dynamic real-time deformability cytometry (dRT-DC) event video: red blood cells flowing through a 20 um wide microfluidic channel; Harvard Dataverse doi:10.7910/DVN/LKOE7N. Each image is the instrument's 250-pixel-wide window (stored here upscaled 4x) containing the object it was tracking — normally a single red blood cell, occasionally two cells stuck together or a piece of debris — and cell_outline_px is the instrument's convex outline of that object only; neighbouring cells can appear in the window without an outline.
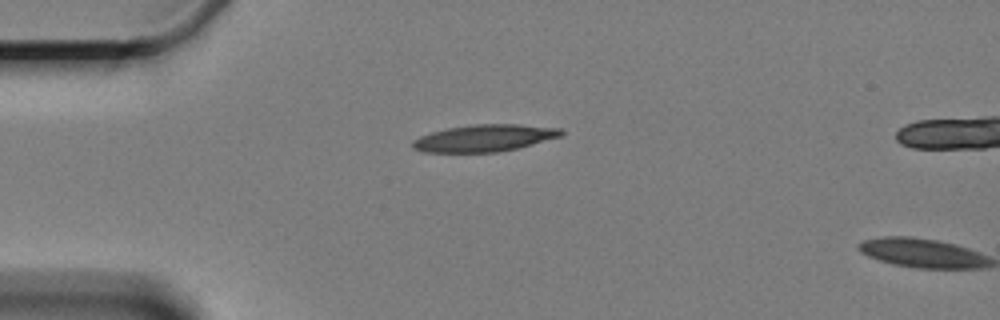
{"species": "Egyptian fruit bat (a non-hibernating species)", "species_latin": "Rousettus aegyptiacus", "temperature_condition": "cold", "stored_images_in_passage": 2, "camera_frame_rate_fps": 3000, "um_per_image_px": 0.085, "animal": {"sex": "female"}, "frame": {"image": 1, "passage_image": 1, "time_ms": 0.0, "image_size_px": [1000, 320], "cell_outline_px": [[564, 136], [520, 148], [496, 152], [420, 152], [412, 148], [412, 140], [420, 136], [432, 132], [448, 128], [476, 124], [516, 124], [564, 128]], "centroid_in_image_um": [41.23, 11.74], "position_along_channel_um": 43.8, "area_um2": 23.64}}